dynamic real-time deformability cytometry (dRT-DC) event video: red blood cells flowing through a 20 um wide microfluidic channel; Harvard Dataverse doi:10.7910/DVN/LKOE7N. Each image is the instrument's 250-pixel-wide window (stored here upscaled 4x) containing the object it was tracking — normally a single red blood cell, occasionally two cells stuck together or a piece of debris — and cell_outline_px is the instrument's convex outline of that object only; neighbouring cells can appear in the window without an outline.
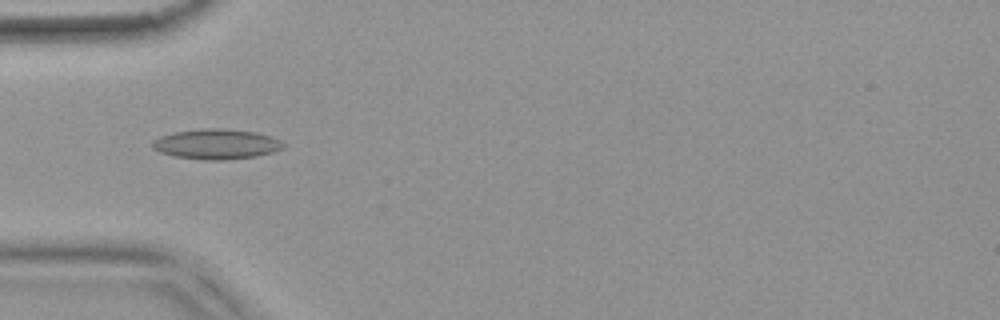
{"species": "common noctule bat (a hibernating species)", "species_latin": "Nyctalus noctula", "temperature_condition": "warm", "stored_images_in_passage": 54, "camera_frame_rate_fps": 3000, "um_per_image_px": 0.085, "animal": {"sex": "female", "body_mass_g": 18.4}, "frame": {"image": 1, "passage_image": 17, "time_ms": 5.333, "image_size_px": [1000, 320], "cell_outline_px": [[284, 148], [272, 152], [256, 156], [220, 160], [204, 160], [172, 156], [160, 152], [152, 148], [152, 140], [160, 136], [172, 132], [204, 128], [224, 128], [256, 132], [280, 140], [284, 144]], "centroid_in_image_um": [18.35, 12.24], "position_along_channel_um": 66.7, "area_um2": 23.06}}
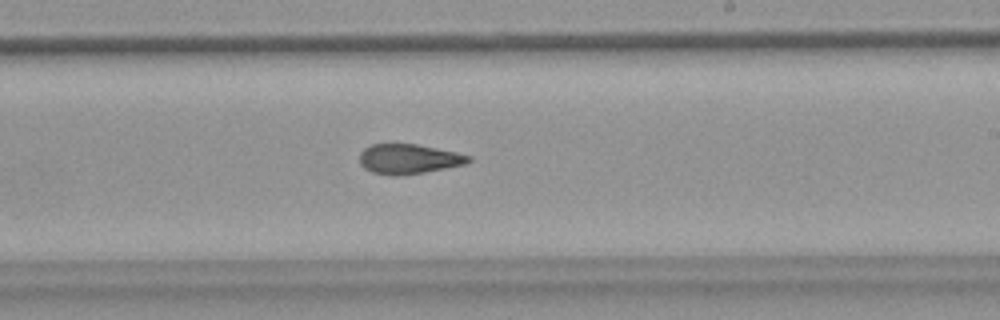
{"frame": {"image": 2, "passage_image": 32, "time_ms": 10.333, "image_size_px": [1000, 320], "cell_outline_px": [[472, 160], [468, 164], [424, 172], [400, 176], [392, 176], [372, 172], [364, 168], [360, 164], [360, 152], [364, 148], [372, 144], [416, 144], [456, 152], [472, 156]], "centroid_in_image_um": [34.75, 13.52], "position_along_channel_um": 254.2, "area_um2": 19.07}}
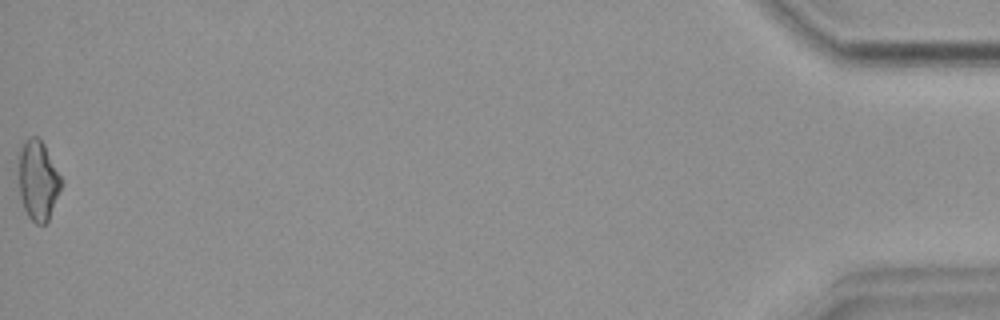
{"frame": {"image": 3, "passage_image": 54, "time_ms": 17.667, "image_size_px": [1000, 320], "cell_outline_px": [[60, 188], [48, 220], [44, 224], [36, 224], [28, 216], [24, 208], [20, 196], [16, 152], [24, 140], [32, 136], [36, 136], [44, 144], [60, 176]], "centroid_in_image_um": [3.15, 15.28], "position_along_channel_um": 432.0, "area_um2": 19.83}, "authors_computed_cell_mechanics": {"area_um2": 19.8254, "velocity_mm_per_s": 3.7669, "shape_relaxation_time_tau1_ms": null, "shape_relaxation_time_tau2_ms": 4.2041, "deformation_change_tau1": null, "deformation_change_tau2": 0.1116}}